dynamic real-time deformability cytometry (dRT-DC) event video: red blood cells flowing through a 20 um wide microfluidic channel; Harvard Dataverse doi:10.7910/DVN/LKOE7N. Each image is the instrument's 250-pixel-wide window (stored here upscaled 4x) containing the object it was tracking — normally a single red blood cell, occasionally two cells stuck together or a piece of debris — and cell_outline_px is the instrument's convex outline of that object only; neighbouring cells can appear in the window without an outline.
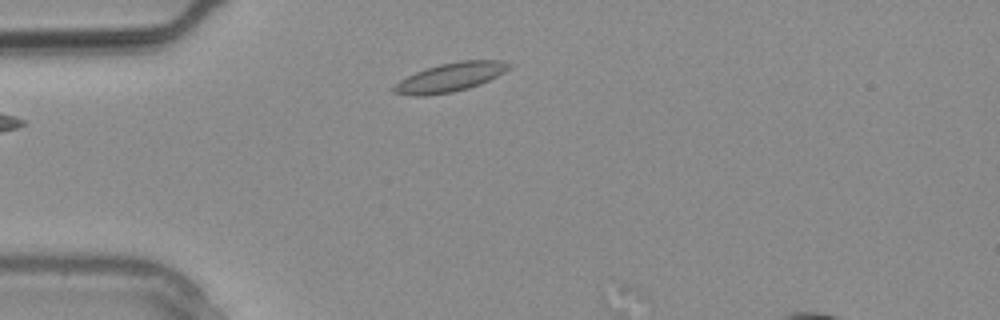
{"species": "common noctule bat (a hibernating species)", "species_latin": "Nyctalus noctula", "temperature_condition": "warm", "stored_images_in_passage": 1, "camera_frame_rate_fps": 3000, "um_per_image_px": 0.085, "animal": {"sex": "male", "body_mass_g": 20.4}, "frame": {"image": 1, "passage_image": 1, "time_ms": 0.0, "image_size_px": [1000, 320], "cell_outline_px": [[512, 64], [504, 72], [480, 84], [468, 88], [452, 92], [424, 96], [408, 96], [392, 92], [392, 88], [400, 80], [416, 72], [440, 64], [460, 60], [500, 60]], "centroid_in_image_um": [38.24, 6.57], "position_along_channel_um": 46.8, "area_um2": 19.19}}